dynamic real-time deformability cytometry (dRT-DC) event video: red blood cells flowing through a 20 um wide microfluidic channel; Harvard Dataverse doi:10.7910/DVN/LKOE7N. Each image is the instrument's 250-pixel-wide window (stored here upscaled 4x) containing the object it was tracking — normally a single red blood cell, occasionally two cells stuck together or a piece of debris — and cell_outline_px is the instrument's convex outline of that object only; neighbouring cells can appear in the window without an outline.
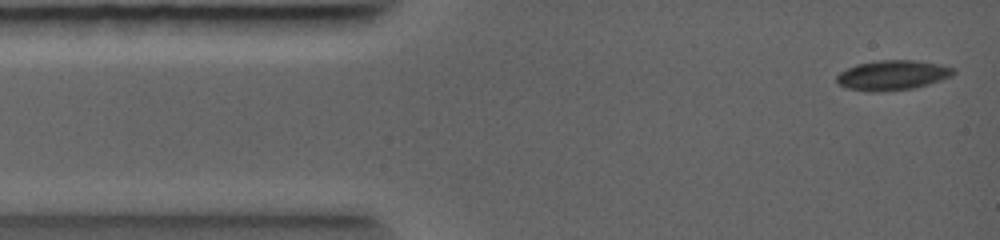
{"species": "common noctule bat (a hibernating species)", "species_latin": "Nyctalus noctula", "temperature_condition": "warm", "stored_images_in_passage": 22, "camera_frame_rate_fps": 5000, "um_per_image_px": 0.085, "animal": {"sex": "female", "body_mass_g": 19.0, "forearm_length_mm": 56.7}, "frame": {"image": 1, "passage_image": 1, "time_ms": 0.0, "image_size_px": [1000, 240], "cell_outline_px": [[956, 72], [952, 76], [928, 84], [912, 88], [880, 92], [868, 92], [848, 88], [836, 84], [836, 76], [840, 72], [856, 64], [880, 60], [916, 60], [940, 64], [952, 68]], "centroid_in_image_um": [75.83, 6.39], "position_along_channel_um": 9.2, "area_um2": 20.35}}
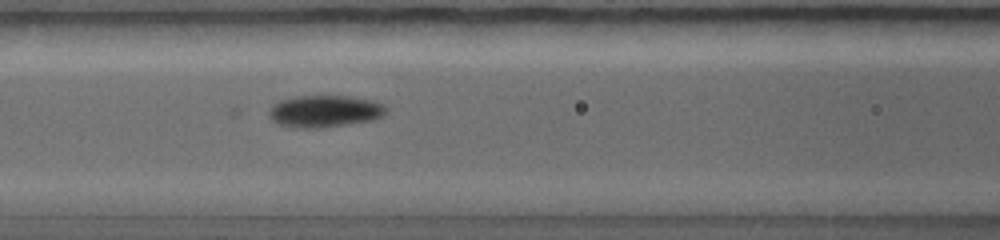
{"frame": {"image": 2, "passage_image": 10, "time_ms": 3.2, "image_size_px": [1000, 240], "cell_outline_px": [[388, 112], [380, 116], [368, 120], [340, 124], [288, 124], [276, 120], [268, 112], [272, 104], [276, 100], [292, 96], [348, 96], [376, 100], [384, 104], [388, 108]], "centroid_in_image_um": [27.69, 9.33], "position_along_channel_um": 138.9, "area_um2": 20.35}}
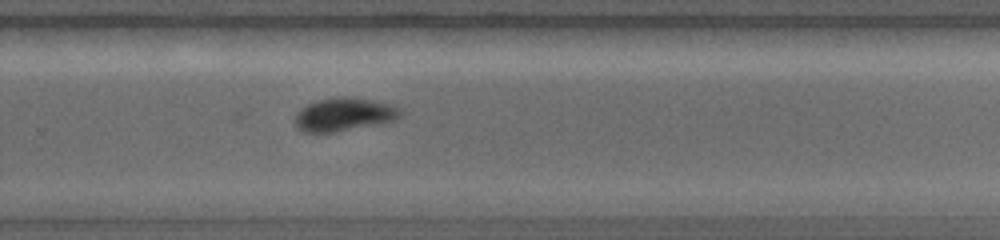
{"frame": {"image": 3, "passage_image": 17, "time_ms": 5.8, "image_size_px": [1000, 240], "cell_outline_px": [[400, 116], [392, 120], [328, 132], [312, 132], [304, 128], [296, 120], [296, 112], [300, 108], [316, 100], [336, 96], [352, 96], [396, 104], [400, 108]], "centroid_in_image_um": [29.3, 9.64], "position_along_channel_um": 300.5, "area_um2": 19.71}}